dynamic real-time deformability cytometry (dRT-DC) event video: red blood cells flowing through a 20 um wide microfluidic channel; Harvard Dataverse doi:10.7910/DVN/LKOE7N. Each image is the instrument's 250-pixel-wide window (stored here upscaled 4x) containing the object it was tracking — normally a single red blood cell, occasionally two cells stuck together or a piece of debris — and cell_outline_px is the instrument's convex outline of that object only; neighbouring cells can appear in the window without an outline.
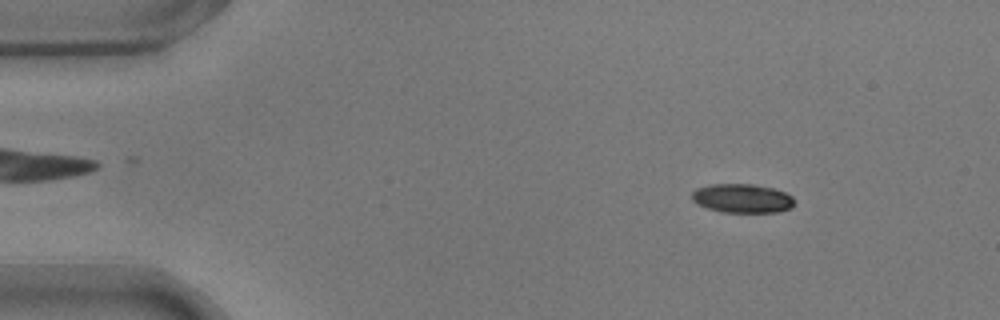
{"species": "common noctule bat (a hibernating species)", "species_latin": "Nyctalus noctula", "temperature_condition": "warm", "stored_images_in_passage": 11, "camera_frame_rate_fps": 3000, "um_per_image_px": 0.085, "animal": {"sex": "male", "body_mass_g": 17.9}, "frame": {"image": 1, "passage_image": 7, "time_ms": 2.0, "image_size_px": [1000, 320], "cell_outline_px": [[796, 200], [792, 208], [776, 212], [724, 212], [708, 208], [696, 204], [692, 200], [692, 192], [696, 188], [708, 184], [752, 184], [772, 188], [784, 192], [792, 196]], "centroid_in_image_um": [63.09, 16.85], "position_along_channel_um": 21.9, "area_um2": 17.4}}